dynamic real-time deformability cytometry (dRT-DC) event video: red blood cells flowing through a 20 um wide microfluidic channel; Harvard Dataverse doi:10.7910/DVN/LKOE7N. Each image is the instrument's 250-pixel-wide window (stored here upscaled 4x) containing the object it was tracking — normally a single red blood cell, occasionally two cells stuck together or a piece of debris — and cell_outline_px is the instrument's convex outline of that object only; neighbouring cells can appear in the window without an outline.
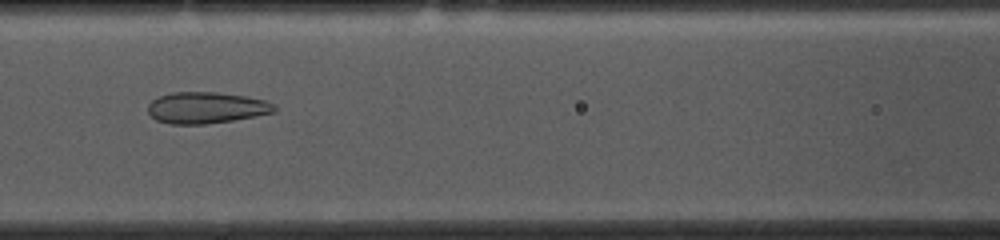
{"species": "common noctule bat (a hibernating species)", "species_latin": "Nyctalus noctula", "temperature_condition": "cold", "stored_images_in_passage": 53, "camera_frame_rate_fps": 3000, "um_per_image_px": 0.085, "animal": {"sex": "female", "body_mass_g": 10.0, "forearm_length_mm": 53.1}, "frame": {"image": 1, "passage_image": 22, "time_ms": 7.0, "image_size_px": [1000, 240], "cell_outline_px": [[276, 112], [256, 116], [232, 120], [204, 124], [172, 124], [156, 120], [148, 112], [148, 104], [152, 100], [160, 96], [172, 92], [216, 92], [244, 96], [264, 100], [276, 104]], "centroid_in_image_um": [17.54, 9.15], "position_along_channel_um": 149.1, "area_um2": 23.06}}
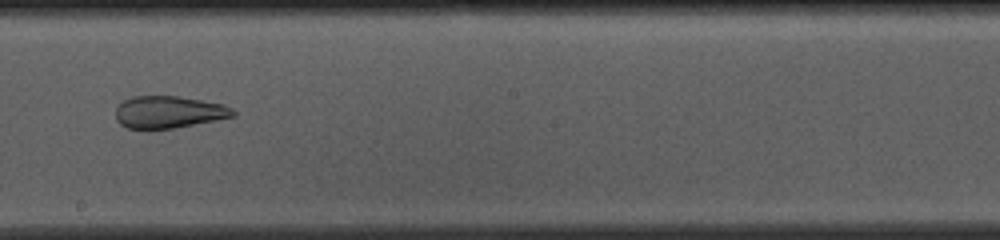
{"frame": {"image": 2, "passage_image": 29, "time_ms": 9.333, "image_size_px": [1000, 240], "cell_outline_px": [[236, 116], [216, 120], [172, 128], [128, 128], [120, 124], [116, 120], [116, 108], [124, 100], [132, 96], [176, 96], [224, 104], [232, 108], [236, 112]], "centroid_in_image_um": [14.35, 9.52], "position_along_channel_um": 233.8, "area_um2": 21.79}}
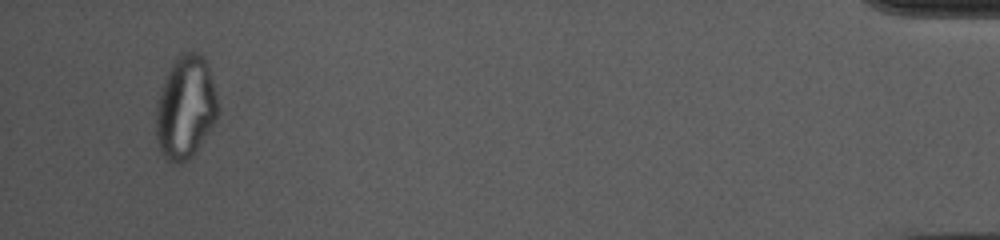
{"frame": {"image": 3, "passage_image": 51, "time_ms": 16.667, "image_size_px": [1000, 240], "cell_outline_px": [[216, 120], [192, 156], [188, 160], [180, 164], [168, 160], [160, 152], [156, 136], [156, 104], [160, 92], [168, 72], [176, 56], [180, 52], [200, 52], [204, 56], [208, 64], [216, 92]], "centroid_in_image_um": [15.76, 9.11], "position_along_channel_um": 419.4, "area_um2": 36.93}}